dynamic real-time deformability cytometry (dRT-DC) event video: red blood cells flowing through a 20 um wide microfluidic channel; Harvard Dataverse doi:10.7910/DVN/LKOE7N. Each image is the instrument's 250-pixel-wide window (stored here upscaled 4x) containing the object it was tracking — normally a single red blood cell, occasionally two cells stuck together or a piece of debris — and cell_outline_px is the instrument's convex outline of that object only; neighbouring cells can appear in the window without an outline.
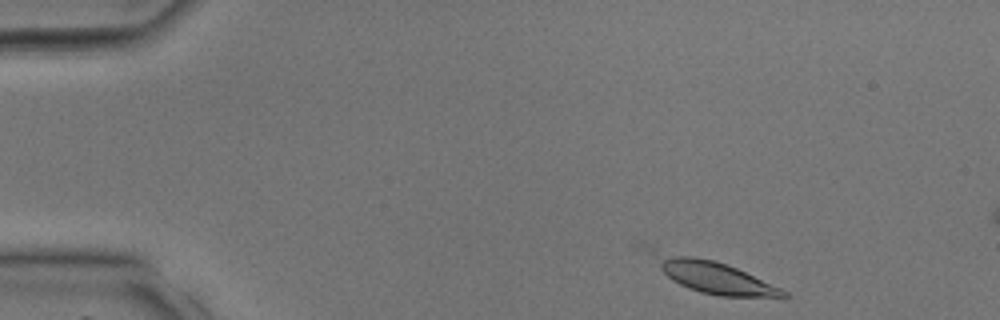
{"species": "common noctule bat (a hibernating species)", "species_latin": "Nyctalus noctula", "temperature_condition": "room temperature", "stored_images_in_passage": 2, "camera_frame_rate_fps": 3000, "um_per_image_px": 0.085, "animal": {"sex": "male", "body_mass_g": 17.9, "forearm_length_mm": 54.2}, "frame": {"image": 1, "passage_image": 2, "time_ms": 0.333, "image_size_px": [1000, 320], "cell_outline_px": [[792, 296], [784, 300], [720, 296], [700, 292], [688, 288], [672, 280], [660, 268], [648, 248], [648, 244], [712, 260], [736, 268], [780, 288], [788, 292]], "centroid_in_image_um": [60.64, 23.5], "position_along_channel_um": 24.4, "area_um2": 25.66}}